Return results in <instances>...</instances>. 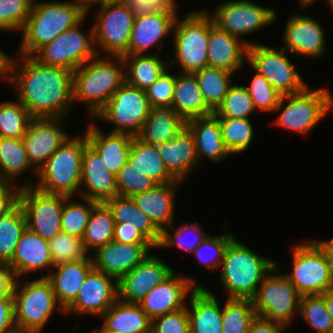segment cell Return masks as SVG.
I'll list each match as a JSON object with an SVG mask.
<instances>
[{"instance_id":"94428289","label":"cell","mask_w":333,"mask_h":333,"mask_svg":"<svg viewBox=\"0 0 333 333\" xmlns=\"http://www.w3.org/2000/svg\"><path fill=\"white\" fill-rule=\"evenodd\" d=\"M15 183L0 180V216L6 214L19 203V193L21 186Z\"/></svg>"},{"instance_id":"603a6c76","label":"cell","mask_w":333,"mask_h":333,"mask_svg":"<svg viewBox=\"0 0 333 333\" xmlns=\"http://www.w3.org/2000/svg\"><path fill=\"white\" fill-rule=\"evenodd\" d=\"M85 192L79 195L97 202L117 196L116 175L105 166L99 153L88 143L82 155L81 185Z\"/></svg>"},{"instance_id":"bcb514c9","label":"cell","mask_w":333,"mask_h":333,"mask_svg":"<svg viewBox=\"0 0 333 333\" xmlns=\"http://www.w3.org/2000/svg\"><path fill=\"white\" fill-rule=\"evenodd\" d=\"M225 147L232 154L245 151L253 138L252 123L249 119L217 117Z\"/></svg>"},{"instance_id":"60d3db41","label":"cell","mask_w":333,"mask_h":333,"mask_svg":"<svg viewBox=\"0 0 333 333\" xmlns=\"http://www.w3.org/2000/svg\"><path fill=\"white\" fill-rule=\"evenodd\" d=\"M30 166L22 138L0 137V180L14 183Z\"/></svg>"},{"instance_id":"5b68a950","label":"cell","mask_w":333,"mask_h":333,"mask_svg":"<svg viewBox=\"0 0 333 333\" xmlns=\"http://www.w3.org/2000/svg\"><path fill=\"white\" fill-rule=\"evenodd\" d=\"M87 144L86 134L74 138L69 136L37 171L39 183L31 185L26 181L21 187L34 186L48 194L68 197L79 193L77 190L81 187L82 155Z\"/></svg>"},{"instance_id":"30bf717a","label":"cell","mask_w":333,"mask_h":333,"mask_svg":"<svg viewBox=\"0 0 333 333\" xmlns=\"http://www.w3.org/2000/svg\"><path fill=\"white\" fill-rule=\"evenodd\" d=\"M293 270L285 274L299 295H318L333 289L327 258L314 242L300 244L292 250Z\"/></svg>"},{"instance_id":"e7e4bbea","label":"cell","mask_w":333,"mask_h":333,"mask_svg":"<svg viewBox=\"0 0 333 333\" xmlns=\"http://www.w3.org/2000/svg\"><path fill=\"white\" fill-rule=\"evenodd\" d=\"M14 275L7 264H0V298L12 292Z\"/></svg>"},{"instance_id":"816d5d0a","label":"cell","mask_w":333,"mask_h":333,"mask_svg":"<svg viewBox=\"0 0 333 333\" xmlns=\"http://www.w3.org/2000/svg\"><path fill=\"white\" fill-rule=\"evenodd\" d=\"M117 196L133 197L153 189L157 183L141 173L129 160L120 168L116 175Z\"/></svg>"},{"instance_id":"2e32d148","label":"cell","mask_w":333,"mask_h":333,"mask_svg":"<svg viewBox=\"0 0 333 333\" xmlns=\"http://www.w3.org/2000/svg\"><path fill=\"white\" fill-rule=\"evenodd\" d=\"M214 24L223 31L241 37L266 27L277 17L274 9L262 7L249 0L222 3L213 15Z\"/></svg>"},{"instance_id":"83f0119b","label":"cell","mask_w":333,"mask_h":333,"mask_svg":"<svg viewBox=\"0 0 333 333\" xmlns=\"http://www.w3.org/2000/svg\"><path fill=\"white\" fill-rule=\"evenodd\" d=\"M89 257L57 265L53 267L57 270L43 276L50 281L56 300L63 310L76 299L85 277L93 268L92 256Z\"/></svg>"},{"instance_id":"ba28073f","label":"cell","mask_w":333,"mask_h":333,"mask_svg":"<svg viewBox=\"0 0 333 333\" xmlns=\"http://www.w3.org/2000/svg\"><path fill=\"white\" fill-rule=\"evenodd\" d=\"M277 268L276 264L251 300L256 316L279 322L286 327L295 312L299 313L301 296L288 277L279 274Z\"/></svg>"},{"instance_id":"be15d7a7","label":"cell","mask_w":333,"mask_h":333,"mask_svg":"<svg viewBox=\"0 0 333 333\" xmlns=\"http://www.w3.org/2000/svg\"><path fill=\"white\" fill-rule=\"evenodd\" d=\"M285 326L259 316L250 322L247 333H283Z\"/></svg>"},{"instance_id":"6f0895ef","label":"cell","mask_w":333,"mask_h":333,"mask_svg":"<svg viewBox=\"0 0 333 333\" xmlns=\"http://www.w3.org/2000/svg\"><path fill=\"white\" fill-rule=\"evenodd\" d=\"M151 333H190L187 307L153 319Z\"/></svg>"},{"instance_id":"ac0fdd59","label":"cell","mask_w":333,"mask_h":333,"mask_svg":"<svg viewBox=\"0 0 333 333\" xmlns=\"http://www.w3.org/2000/svg\"><path fill=\"white\" fill-rule=\"evenodd\" d=\"M61 120L63 119L32 118L22 137L28 161L33 167L35 174L69 137L61 129L60 123L63 122Z\"/></svg>"},{"instance_id":"d4e9b609","label":"cell","mask_w":333,"mask_h":333,"mask_svg":"<svg viewBox=\"0 0 333 333\" xmlns=\"http://www.w3.org/2000/svg\"><path fill=\"white\" fill-rule=\"evenodd\" d=\"M252 42H241L239 37L218 28L210 16V31L207 47L208 66L235 73L247 59L248 46Z\"/></svg>"},{"instance_id":"753ad0ef","label":"cell","mask_w":333,"mask_h":333,"mask_svg":"<svg viewBox=\"0 0 333 333\" xmlns=\"http://www.w3.org/2000/svg\"><path fill=\"white\" fill-rule=\"evenodd\" d=\"M333 107V97L329 94V110Z\"/></svg>"},{"instance_id":"8d00e7d4","label":"cell","mask_w":333,"mask_h":333,"mask_svg":"<svg viewBox=\"0 0 333 333\" xmlns=\"http://www.w3.org/2000/svg\"><path fill=\"white\" fill-rule=\"evenodd\" d=\"M146 54L122 55L125 68L129 67L125 70V82L144 91L166 70H170L168 62L161 61L158 54Z\"/></svg>"},{"instance_id":"ee69618b","label":"cell","mask_w":333,"mask_h":333,"mask_svg":"<svg viewBox=\"0 0 333 333\" xmlns=\"http://www.w3.org/2000/svg\"><path fill=\"white\" fill-rule=\"evenodd\" d=\"M84 200L87 204H81V202L78 201L74 202L71 200V196H65L60 219L62 232L81 239L84 235L92 209L99 203L88 198H84Z\"/></svg>"},{"instance_id":"f1b7e54d","label":"cell","mask_w":333,"mask_h":333,"mask_svg":"<svg viewBox=\"0 0 333 333\" xmlns=\"http://www.w3.org/2000/svg\"><path fill=\"white\" fill-rule=\"evenodd\" d=\"M189 302L187 313L190 333H222V309L210 290L203 286L197 287L190 293Z\"/></svg>"},{"instance_id":"8fae6325","label":"cell","mask_w":333,"mask_h":333,"mask_svg":"<svg viewBox=\"0 0 333 333\" xmlns=\"http://www.w3.org/2000/svg\"><path fill=\"white\" fill-rule=\"evenodd\" d=\"M146 92L124 82L95 116L116 126L112 132L136 137L150 113Z\"/></svg>"},{"instance_id":"52a82bcc","label":"cell","mask_w":333,"mask_h":333,"mask_svg":"<svg viewBox=\"0 0 333 333\" xmlns=\"http://www.w3.org/2000/svg\"><path fill=\"white\" fill-rule=\"evenodd\" d=\"M209 14V15H208ZM188 15V16H187ZM179 22L175 20L173 41L175 58L169 66L178 62L182 73H194L208 66L207 47L210 31V13L190 12Z\"/></svg>"},{"instance_id":"d6a6232c","label":"cell","mask_w":333,"mask_h":333,"mask_svg":"<svg viewBox=\"0 0 333 333\" xmlns=\"http://www.w3.org/2000/svg\"><path fill=\"white\" fill-rule=\"evenodd\" d=\"M171 108L185 122L214 113L204 102L198 80L192 73L176 75Z\"/></svg>"},{"instance_id":"db71d44e","label":"cell","mask_w":333,"mask_h":333,"mask_svg":"<svg viewBox=\"0 0 333 333\" xmlns=\"http://www.w3.org/2000/svg\"><path fill=\"white\" fill-rule=\"evenodd\" d=\"M233 238L234 236L230 233L214 235V237L207 235L192 253L201 261L200 263L214 272L213 268H219L223 260L224 251ZM207 252L212 253L206 255Z\"/></svg>"},{"instance_id":"7a4b0ae2","label":"cell","mask_w":333,"mask_h":333,"mask_svg":"<svg viewBox=\"0 0 333 333\" xmlns=\"http://www.w3.org/2000/svg\"><path fill=\"white\" fill-rule=\"evenodd\" d=\"M76 1L32 2L31 12L22 28L21 55L32 56L58 35L76 26L86 17Z\"/></svg>"},{"instance_id":"f5cc1de1","label":"cell","mask_w":333,"mask_h":333,"mask_svg":"<svg viewBox=\"0 0 333 333\" xmlns=\"http://www.w3.org/2000/svg\"><path fill=\"white\" fill-rule=\"evenodd\" d=\"M33 0H0V30L21 31L31 12Z\"/></svg>"},{"instance_id":"7c38bea8","label":"cell","mask_w":333,"mask_h":333,"mask_svg":"<svg viewBox=\"0 0 333 333\" xmlns=\"http://www.w3.org/2000/svg\"><path fill=\"white\" fill-rule=\"evenodd\" d=\"M286 52L284 48L277 51L257 43H251L247 50V62L264 75L282 96L299 93L308 86L285 55Z\"/></svg>"},{"instance_id":"f6af8a7d","label":"cell","mask_w":333,"mask_h":333,"mask_svg":"<svg viewBox=\"0 0 333 333\" xmlns=\"http://www.w3.org/2000/svg\"><path fill=\"white\" fill-rule=\"evenodd\" d=\"M31 120L29 111L18 99L0 103V137L22 138Z\"/></svg>"},{"instance_id":"680465c9","label":"cell","mask_w":333,"mask_h":333,"mask_svg":"<svg viewBox=\"0 0 333 333\" xmlns=\"http://www.w3.org/2000/svg\"><path fill=\"white\" fill-rule=\"evenodd\" d=\"M0 333H18L14 321L12 292L0 298Z\"/></svg>"},{"instance_id":"8992f818","label":"cell","mask_w":333,"mask_h":333,"mask_svg":"<svg viewBox=\"0 0 333 333\" xmlns=\"http://www.w3.org/2000/svg\"><path fill=\"white\" fill-rule=\"evenodd\" d=\"M19 282L15 279L12 288L16 329L18 333H40L57 306L62 313L64 310L46 277L27 281L23 287Z\"/></svg>"},{"instance_id":"1f68e13d","label":"cell","mask_w":333,"mask_h":333,"mask_svg":"<svg viewBox=\"0 0 333 333\" xmlns=\"http://www.w3.org/2000/svg\"><path fill=\"white\" fill-rule=\"evenodd\" d=\"M186 127L193 135L199 160L204 156L218 162L230 156L223 142L219 120L214 114L191 119L186 122Z\"/></svg>"},{"instance_id":"9a60e30c","label":"cell","mask_w":333,"mask_h":333,"mask_svg":"<svg viewBox=\"0 0 333 333\" xmlns=\"http://www.w3.org/2000/svg\"><path fill=\"white\" fill-rule=\"evenodd\" d=\"M329 90H311L308 86L296 94L285 95L289 103L274 122L293 132L308 133L329 111Z\"/></svg>"},{"instance_id":"003e7915","label":"cell","mask_w":333,"mask_h":333,"mask_svg":"<svg viewBox=\"0 0 333 333\" xmlns=\"http://www.w3.org/2000/svg\"><path fill=\"white\" fill-rule=\"evenodd\" d=\"M11 57L0 50V79L8 80ZM8 75V76H7Z\"/></svg>"},{"instance_id":"8c879c8a","label":"cell","mask_w":333,"mask_h":333,"mask_svg":"<svg viewBox=\"0 0 333 333\" xmlns=\"http://www.w3.org/2000/svg\"><path fill=\"white\" fill-rule=\"evenodd\" d=\"M314 1H316V0H300V4L302 7H306V6L308 7V5H310ZM326 1L329 3L331 0H326Z\"/></svg>"},{"instance_id":"4fadbf2b","label":"cell","mask_w":333,"mask_h":333,"mask_svg":"<svg viewBox=\"0 0 333 333\" xmlns=\"http://www.w3.org/2000/svg\"><path fill=\"white\" fill-rule=\"evenodd\" d=\"M64 202L65 195L48 194L34 186L21 187L19 193L27 228L48 242L62 231L60 219Z\"/></svg>"},{"instance_id":"a7ac6f4b","label":"cell","mask_w":333,"mask_h":333,"mask_svg":"<svg viewBox=\"0 0 333 333\" xmlns=\"http://www.w3.org/2000/svg\"><path fill=\"white\" fill-rule=\"evenodd\" d=\"M324 298V302L327 307V311L331 316L332 323H333V289L327 290L321 294Z\"/></svg>"},{"instance_id":"e575fe53","label":"cell","mask_w":333,"mask_h":333,"mask_svg":"<svg viewBox=\"0 0 333 333\" xmlns=\"http://www.w3.org/2000/svg\"><path fill=\"white\" fill-rule=\"evenodd\" d=\"M185 127L186 122L171 107H151L136 137L147 144L157 145L172 140Z\"/></svg>"},{"instance_id":"ab89813d","label":"cell","mask_w":333,"mask_h":333,"mask_svg":"<svg viewBox=\"0 0 333 333\" xmlns=\"http://www.w3.org/2000/svg\"><path fill=\"white\" fill-rule=\"evenodd\" d=\"M193 74L198 80L204 102L215 112L228 93L232 83L231 75L234 73L207 66Z\"/></svg>"},{"instance_id":"11e5206c","label":"cell","mask_w":333,"mask_h":333,"mask_svg":"<svg viewBox=\"0 0 333 333\" xmlns=\"http://www.w3.org/2000/svg\"><path fill=\"white\" fill-rule=\"evenodd\" d=\"M329 5H330V7H331L332 10H333V0H331V1L329 2Z\"/></svg>"},{"instance_id":"7402d4cb","label":"cell","mask_w":333,"mask_h":333,"mask_svg":"<svg viewBox=\"0 0 333 333\" xmlns=\"http://www.w3.org/2000/svg\"><path fill=\"white\" fill-rule=\"evenodd\" d=\"M283 41L286 51L296 56L319 57L325 52V34L322 26L312 17L293 15L286 22Z\"/></svg>"},{"instance_id":"91938a15","label":"cell","mask_w":333,"mask_h":333,"mask_svg":"<svg viewBox=\"0 0 333 333\" xmlns=\"http://www.w3.org/2000/svg\"><path fill=\"white\" fill-rule=\"evenodd\" d=\"M113 241L119 243H151L131 223H115Z\"/></svg>"},{"instance_id":"34e18365","label":"cell","mask_w":333,"mask_h":333,"mask_svg":"<svg viewBox=\"0 0 333 333\" xmlns=\"http://www.w3.org/2000/svg\"><path fill=\"white\" fill-rule=\"evenodd\" d=\"M92 333H112V332H110V331H106V330H104V329L101 327V329H100L99 331L94 330Z\"/></svg>"},{"instance_id":"9c48e42d","label":"cell","mask_w":333,"mask_h":333,"mask_svg":"<svg viewBox=\"0 0 333 333\" xmlns=\"http://www.w3.org/2000/svg\"><path fill=\"white\" fill-rule=\"evenodd\" d=\"M83 21L84 19L39 48L32 57L41 64L74 72L86 61L98 56L99 49L93 47L95 43L93 26L89 31L90 34L85 35L80 29Z\"/></svg>"},{"instance_id":"d590c367","label":"cell","mask_w":333,"mask_h":333,"mask_svg":"<svg viewBox=\"0 0 333 333\" xmlns=\"http://www.w3.org/2000/svg\"><path fill=\"white\" fill-rule=\"evenodd\" d=\"M111 211L115 223H131L155 246L161 240V230L143 213L132 197L114 196L103 202Z\"/></svg>"},{"instance_id":"f546056e","label":"cell","mask_w":333,"mask_h":333,"mask_svg":"<svg viewBox=\"0 0 333 333\" xmlns=\"http://www.w3.org/2000/svg\"><path fill=\"white\" fill-rule=\"evenodd\" d=\"M85 134L88 143L99 153L106 168L117 175L120 168L129 160L134 136L111 131L108 133L109 135H104L92 123Z\"/></svg>"},{"instance_id":"03108f58","label":"cell","mask_w":333,"mask_h":333,"mask_svg":"<svg viewBox=\"0 0 333 333\" xmlns=\"http://www.w3.org/2000/svg\"><path fill=\"white\" fill-rule=\"evenodd\" d=\"M320 248L321 250L324 252L327 261H328V265L330 268V273L333 279V239H329V240H313Z\"/></svg>"},{"instance_id":"484cf974","label":"cell","mask_w":333,"mask_h":333,"mask_svg":"<svg viewBox=\"0 0 333 333\" xmlns=\"http://www.w3.org/2000/svg\"><path fill=\"white\" fill-rule=\"evenodd\" d=\"M7 265L15 279L38 269L50 266L53 269L49 242L26 227Z\"/></svg>"},{"instance_id":"2644e50d","label":"cell","mask_w":333,"mask_h":333,"mask_svg":"<svg viewBox=\"0 0 333 333\" xmlns=\"http://www.w3.org/2000/svg\"><path fill=\"white\" fill-rule=\"evenodd\" d=\"M159 1L165 8H178L175 0H157Z\"/></svg>"},{"instance_id":"e0dca14e","label":"cell","mask_w":333,"mask_h":333,"mask_svg":"<svg viewBox=\"0 0 333 333\" xmlns=\"http://www.w3.org/2000/svg\"><path fill=\"white\" fill-rule=\"evenodd\" d=\"M117 300L118 280L93 267L85 277L76 299L64 310V314L72 312L101 317Z\"/></svg>"},{"instance_id":"ffe728a7","label":"cell","mask_w":333,"mask_h":333,"mask_svg":"<svg viewBox=\"0 0 333 333\" xmlns=\"http://www.w3.org/2000/svg\"><path fill=\"white\" fill-rule=\"evenodd\" d=\"M174 273L151 289L139 302L151 320L186 307L184 304L189 293L201 287L199 284L195 285L193 278L176 276Z\"/></svg>"},{"instance_id":"4dcf8cb0","label":"cell","mask_w":333,"mask_h":333,"mask_svg":"<svg viewBox=\"0 0 333 333\" xmlns=\"http://www.w3.org/2000/svg\"><path fill=\"white\" fill-rule=\"evenodd\" d=\"M176 181L167 184H157L153 189L138 193L132 198L137 207L145 213L154 224L162 231L165 226L173 227L174 198Z\"/></svg>"},{"instance_id":"44dd1931","label":"cell","mask_w":333,"mask_h":333,"mask_svg":"<svg viewBox=\"0 0 333 333\" xmlns=\"http://www.w3.org/2000/svg\"><path fill=\"white\" fill-rule=\"evenodd\" d=\"M152 247H155L152 243L111 241L95 251L93 267L119 280L140 264Z\"/></svg>"},{"instance_id":"74e56055","label":"cell","mask_w":333,"mask_h":333,"mask_svg":"<svg viewBox=\"0 0 333 333\" xmlns=\"http://www.w3.org/2000/svg\"><path fill=\"white\" fill-rule=\"evenodd\" d=\"M129 161L143 174L153 179L157 184L173 183L177 180L166 169L156 145L133 138L129 152Z\"/></svg>"},{"instance_id":"d6986e66","label":"cell","mask_w":333,"mask_h":333,"mask_svg":"<svg viewBox=\"0 0 333 333\" xmlns=\"http://www.w3.org/2000/svg\"><path fill=\"white\" fill-rule=\"evenodd\" d=\"M174 272L159 258L148 255L133 270L118 280V299L139 303L158 284Z\"/></svg>"},{"instance_id":"681fc988","label":"cell","mask_w":333,"mask_h":333,"mask_svg":"<svg viewBox=\"0 0 333 333\" xmlns=\"http://www.w3.org/2000/svg\"><path fill=\"white\" fill-rule=\"evenodd\" d=\"M53 267L85 259L88 253L85 251L81 238L60 232L49 241Z\"/></svg>"},{"instance_id":"836d02e7","label":"cell","mask_w":333,"mask_h":333,"mask_svg":"<svg viewBox=\"0 0 333 333\" xmlns=\"http://www.w3.org/2000/svg\"><path fill=\"white\" fill-rule=\"evenodd\" d=\"M102 317V328L112 333H151L152 320L139 303L118 299Z\"/></svg>"},{"instance_id":"7bdbcfd3","label":"cell","mask_w":333,"mask_h":333,"mask_svg":"<svg viewBox=\"0 0 333 333\" xmlns=\"http://www.w3.org/2000/svg\"><path fill=\"white\" fill-rule=\"evenodd\" d=\"M222 309V333L248 332L256 316L251 299L228 298Z\"/></svg>"},{"instance_id":"277c9868","label":"cell","mask_w":333,"mask_h":333,"mask_svg":"<svg viewBox=\"0 0 333 333\" xmlns=\"http://www.w3.org/2000/svg\"><path fill=\"white\" fill-rule=\"evenodd\" d=\"M97 57L86 61L73 72V102L84 101L93 116L106 106L112 95L125 82V70L121 68L125 66L122 56L112 57L120 66L113 64L110 58Z\"/></svg>"},{"instance_id":"f907efd6","label":"cell","mask_w":333,"mask_h":333,"mask_svg":"<svg viewBox=\"0 0 333 333\" xmlns=\"http://www.w3.org/2000/svg\"><path fill=\"white\" fill-rule=\"evenodd\" d=\"M255 73L251 85L246 88L253 100L256 111L274 112L281 110L286 100L285 95L279 94L264 75L257 71Z\"/></svg>"},{"instance_id":"6125c7cd","label":"cell","mask_w":333,"mask_h":333,"mask_svg":"<svg viewBox=\"0 0 333 333\" xmlns=\"http://www.w3.org/2000/svg\"><path fill=\"white\" fill-rule=\"evenodd\" d=\"M122 1L135 18L148 14H157L165 9V7L157 0H122Z\"/></svg>"},{"instance_id":"9f6ffc18","label":"cell","mask_w":333,"mask_h":333,"mask_svg":"<svg viewBox=\"0 0 333 333\" xmlns=\"http://www.w3.org/2000/svg\"><path fill=\"white\" fill-rule=\"evenodd\" d=\"M176 75L167 70L146 90L151 107H171Z\"/></svg>"},{"instance_id":"4316f807","label":"cell","mask_w":333,"mask_h":333,"mask_svg":"<svg viewBox=\"0 0 333 333\" xmlns=\"http://www.w3.org/2000/svg\"><path fill=\"white\" fill-rule=\"evenodd\" d=\"M166 169L178 181L194 170L198 160L191 131L185 127L172 140L156 145ZM193 169V170H192Z\"/></svg>"},{"instance_id":"b9f144b4","label":"cell","mask_w":333,"mask_h":333,"mask_svg":"<svg viewBox=\"0 0 333 333\" xmlns=\"http://www.w3.org/2000/svg\"><path fill=\"white\" fill-rule=\"evenodd\" d=\"M26 227L25 214L19 203L0 216V264L10 262Z\"/></svg>"},{"instance_id":"89a4df30","label":"cell","mask_w":333,"mask_h":333,"mask_svg":"<svg viewBox=\"0 0 333 333\" xmlns=\"http://www.w3.org/2000/svg\"><path fill=\"white\" fill-rule=\"evenodd\" d=\"M79 6L88 14V10L90 8V6L93 4V3H99V5H104L108 2H112L114 0H75Z\"/></svg>"},{"instance_id":"3957f363","label":"cell","mask_w":333,"mask_h":333,"mask_svg":"<svg viewBox=\"0 0 333 333\" xmlns=\"http://www.w3.org/2000/svg\"><path fill=\"white\" fill-rule=\"evenodd\" d=\"M276 264L233 238L224 251L220 282L228 291V298L252 299Z\"/></svg>"},{"instance_id":"cb8c5ba5","label":"cell","mask_w":333,"mask_h":333,"mask_svg":"<svg viewBox=\"0 0 333 333\" xmlns=\"http://www.w3.org/2000/svg\"><path fill=\"white\" fill-rule=\"evenodd\" d=\"M178 8H165L157 14L136 17L129 41L128 51L124 55H141L147 49L158 44L172 31L177 18Z\"/></svg>"},{"instance_id":"11a10c76","label":"cell","mask_w":333,"mask_h":333,"mask_svg":"<svg viewBox=\"0 0 333 333\" xmlns=\"http://www.w3.org/2000/svg\"><path fill=\"white\" fill-rule=\"evenodd\" d=\"M168 230L169 229L167 227L162 230L161 240L157 248H166L168 246L176 245V247L180 248L181 250L192 253L207 236V234H204V232L198 226L197 222H194L191 225L180 224L179 228L175 229V232H173V236L172 233H169L170 231ZM191 232L193 235L195 234L196 238L192 237V240L190 241L185 240L187 233Z\"/></svg>"},{"instance_id":"6da1fadb","label":"cell","mask_w":333,"mask_h":333,"mask_svg":"<svg viewBox=\"0 0 333 333\" xmlns=\"http://www.w3.org/2000/svg\"><path fill=\"white\" fill-rule=\"evenodd\" d=\"M23 57V58H22ZM21 63L11 57L8 81L17 87L19 102L32 118H64L73 102V72L21 55Z\"/></svg>"},{"instance_id":"5bb4252c","label":"cell","mask_w":333,"mask_h":333,"mask_svg":"<svg viewBox=\"0 0 333 333\" xmlns=\"http://www.w3.org/2000/svg\"><path fill=\"white\" fill-rule=\"evenodd\" d=\"M94 22V45L111 56H122L128 51L135 17L122 0L100 6Z\"/></svg>"},{"instance_id":"c3c4849f","label":"cell","mask_w":333,"mask_h":333,"mask_svg":"<svg viewBox=\"0 0 333 333\" xmlns=\"http://www.w3.org/2000/svg\"><path fill=\"white\" fill-rule=\"evenodd\" d=\"M299 314L317 333H333V323L321 294L300 298Z\"/></svg>"},{"instance_id":"f35d334b","label":"cell","mask_w":333,"mask_h":333,"mask_svg":"<svg viewBox=\"0 0 333 333\" xmlns=\"http://www.w3.org/2000/svg\"><path fill=\"white\" fill-rule=\"evenodd\" d=\"M115 221L111 211L103 203L99 202L93 209L89 217V221L85 228L82 242L85 251L89 249L105 246L113 241Z\"/></svg>"},{"instance_id":"7dc6e473","label":"cell","mask_w":333,"mask_h":333,"mask_svg":"<svg viewBox=\"0 0 333 333\" xmlns=\"http://www.w3.org/2000/svg\"><path fill=\"white\" fill-rule=\"evenodd\" d=\"M256 108L246 86L231 85L222 104L213 113L216 117L249 119Z\"/></svg>"}]
</instances>
